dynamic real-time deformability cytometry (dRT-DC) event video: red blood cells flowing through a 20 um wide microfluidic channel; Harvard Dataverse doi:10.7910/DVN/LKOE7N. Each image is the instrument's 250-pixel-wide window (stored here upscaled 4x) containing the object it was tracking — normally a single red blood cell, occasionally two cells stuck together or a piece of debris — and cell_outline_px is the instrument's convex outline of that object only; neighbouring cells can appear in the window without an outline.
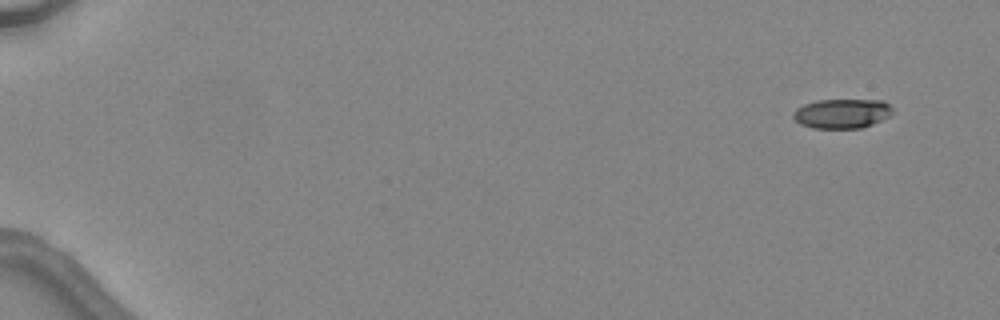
{"species": "common noctule bat (a hibernating species)", "species_latin": "Nyctalus noctula", "temperature_condition": "warm", "stored_images_in_passage": 4, "camera_frame_rate_fps": 3000, "um_per_image_px": 0.085, "animal": {"sex": "female", "body_mass_g": 24.6, "forearm_length_mm": 56.2}, "frame": {"image": 1, "passage_image": 1, "time_ms": 0.0, "image_size_px": [1000, 320], "cell_outline_px": [[892, 112], [888, 116], [872, 124], [860, 128], [812, 128], [800, 124], [792, 116], [792, 112], [796, 108], [804, 104], [816, 100], [884, 100], [892, 108]], "centroid_in_image_um": [71.53, 9.64], "position_along_channel_um": 13.5, "area_um2": 17.05}}
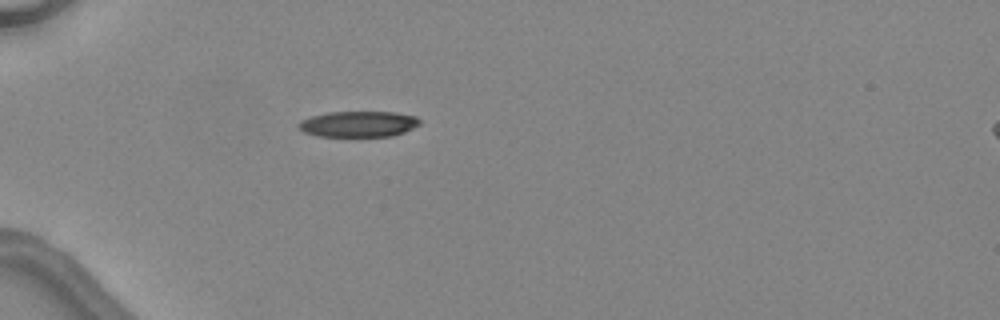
{"frame": {"image": 2, "passage_image": 4, "time_ms": 4.333, "image_size_px": [1000, 320], "cell_outline_px": [[420, 124], [404, 132], [392, 136], [316, 136], [304, 132], [296, 124], [300, 120], [312, 116], [328, 112], [396, 112], [416, 116], [420, 120]], "centroid_in_image_um": [30.46, 10.54], "position_along_channel_um": 54.5, "area_um2": 18.26}}